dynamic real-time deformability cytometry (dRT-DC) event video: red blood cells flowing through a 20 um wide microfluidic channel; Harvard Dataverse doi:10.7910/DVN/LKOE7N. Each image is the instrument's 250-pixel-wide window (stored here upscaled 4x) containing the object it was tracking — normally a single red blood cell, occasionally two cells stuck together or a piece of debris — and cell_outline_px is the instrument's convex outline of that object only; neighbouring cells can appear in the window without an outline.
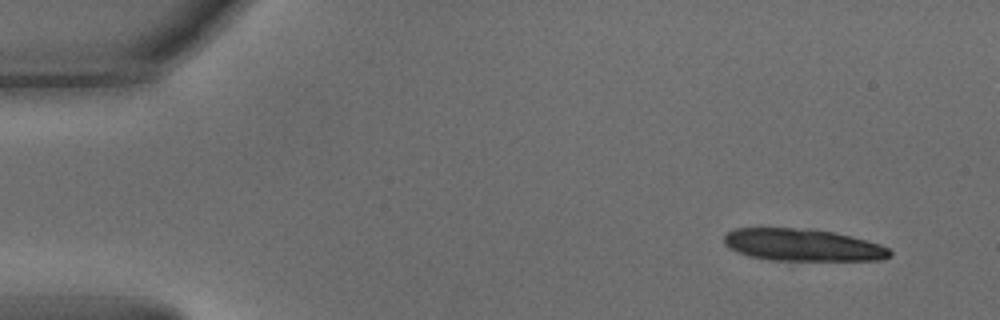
{"species": "common noctule bat (a hibernating species)", "species_latin": "Nyctalus noctula", "temperature_condition": "warm", "stored_images_in_passage": 13, "camera_frame_rate_fps": 3000, "um_per_image_px": 0.085, "animal": {"sex": "male", "body_mass_g": 15.6}, "frame": {"image": 1, "passage_image": 1, "time_ms": 0.0, "image_size_px": [1000, 320], "cell_outline_px": [[892, 256], [880, 260], [772, 260], [752, 256], [736, 252], [728, 248], [724, 244], [724, 236], [728, 232], [736, 228], [812, 228], [852, 236], [880, 244], [888, 248], [892, 252]], "centroid_in_image_um": [68.23, 20.82], "position_along_channel_um": 16.8, "area_um2": 31.15}}